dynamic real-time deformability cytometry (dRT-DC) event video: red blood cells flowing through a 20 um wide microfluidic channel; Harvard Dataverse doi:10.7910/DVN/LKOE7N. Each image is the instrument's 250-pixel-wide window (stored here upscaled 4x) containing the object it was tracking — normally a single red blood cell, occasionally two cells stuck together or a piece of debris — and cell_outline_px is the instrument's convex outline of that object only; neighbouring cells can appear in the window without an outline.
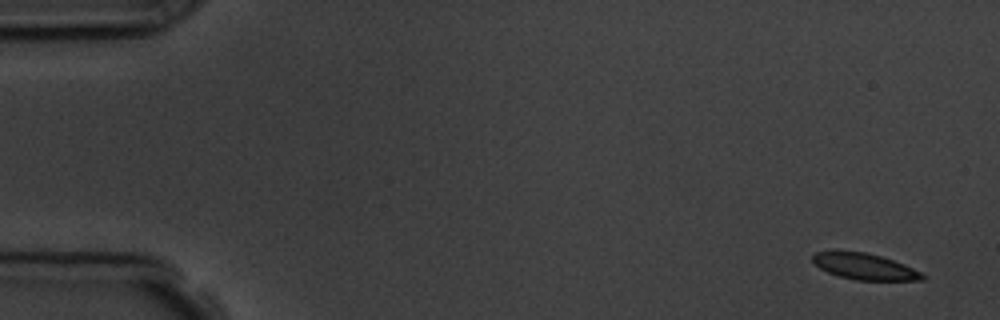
{"species": "common noctule bat (a hibernating species)", "species_latin": "Nyctalus noctula", "temperature_condition": "room temperature", "stored_images_in_passage": 4, "camera_frame_rate_fps": 3000, "um_per_image_px": 0.085, "animal": {"sex": "male", "body_mass_g": 19.5, "forearm_length_mm": 54.6}, "frame": {"image": 1, "passage_image": 1, "time_ms": 0.0, "image_size_px": [1000, 320], "cell_outline_px": [[928, 276], [924, 280], [856, 280], [840, 276], [828, 272], [820, 268], [812, 260], [812, 256], [816, 252], [836, 248], [868, 252], [904, 264]], "centroid_in_image_um": [73.44, 22.61], "position_along_channel_um": 11.6, "area_um2": 17.17}}
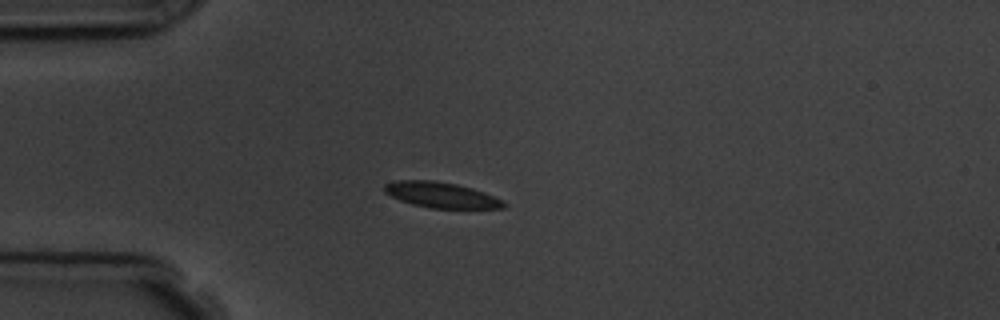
{"frame": {"image": 2, "passage_image": 4, "time_ms": 4.0, "image_size_px": [1000, 320], "cell_outline_px": [[508, 204], [504, 208], [432, 208], [412, 204], [400, 200], [384, 192], [384, 184], [396, 180], [432, 180], [456, 184], [472, 188], [484, 192], [504, 200]], "centroid_in_image_um": [37.52, 16.57], "position_along_channel_um": 47.5, "area_um2": 17.8}}